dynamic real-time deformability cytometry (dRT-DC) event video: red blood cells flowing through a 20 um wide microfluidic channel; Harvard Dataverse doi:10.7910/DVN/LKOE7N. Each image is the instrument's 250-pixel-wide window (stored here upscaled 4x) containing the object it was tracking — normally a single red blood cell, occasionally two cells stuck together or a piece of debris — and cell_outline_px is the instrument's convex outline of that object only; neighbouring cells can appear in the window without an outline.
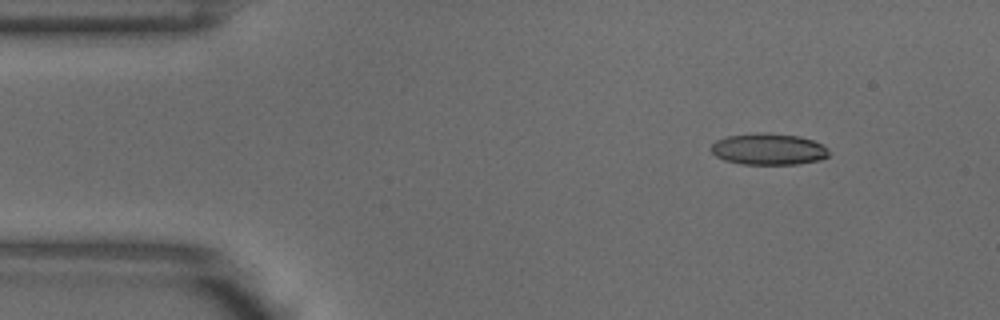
{"species": "common noctule bat (a hibernating species)", "species_latin": "Nyctalus noctula", "temperature_condition": "warm", "stored_images_in_passage": 3, "camera_frame_rate_fps": 3000, "um_per_image_px": 0.085, "animal": {"sex": "male", "body_mass_g": 18.8}, "frame": {"image": 1, "passage_image": 1, "time_ms": 0.0, "image_size_px": [1000, 320], "cell_outline_px": [[828, 156], [820, 160], [796, 164], [740, 164], [724, 160], [716, 156], [712, 152], [712, 144], [716, 140], [728, 136], [756, 132], [764, 132], [800, 136], [824, 144], [828, 148]], "centroid_in_image_um": [65.34, 12.67], "position_along_channel_um": 19.7, "area_um2": 21.73}}